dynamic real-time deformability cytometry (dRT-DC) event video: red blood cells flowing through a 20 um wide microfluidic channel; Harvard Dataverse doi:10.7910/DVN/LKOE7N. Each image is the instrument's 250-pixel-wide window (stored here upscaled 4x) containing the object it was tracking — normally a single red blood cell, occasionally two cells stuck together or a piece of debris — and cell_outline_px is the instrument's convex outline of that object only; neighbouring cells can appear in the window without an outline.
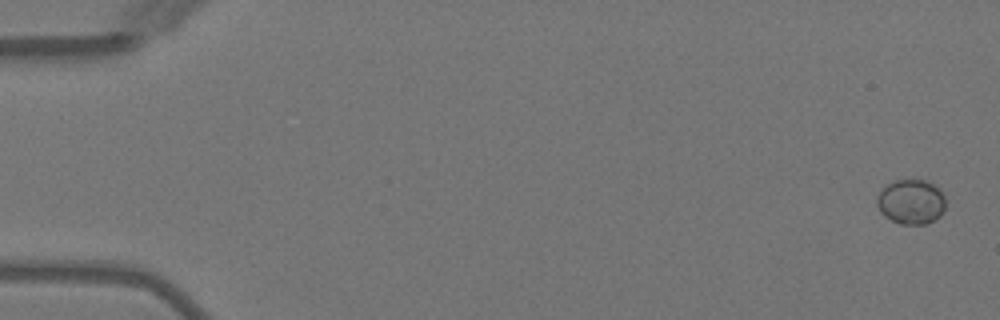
{"species": "Egyptian fruit bat (a non-hibernating species)", "species_latin": "Rousettus aegyptiacus", "temperature_condition": "warm", "stored_images_in_passage": 5, "camera_frame_rate_fps": 3000, "um_per_image_px": 0.085, "animal": {"sex": "female"}, "frame": {"image": 1, "passage_image": 1, "time_ms": 0.0, "image_size_px": [1000, 320], "cell_outline_px": [[944, 208], [940, 216], [924, 224], [900, 224], [884, 216], [880, 212], [876, 204], [876, 196], [888, 184], [896, 180], [928, 180], [940, 188], [944, 196]], "centroid_in_image_um": [77.43, 17.14], "position_along_channel_um": 7.6, "area_um2": 17.92}}